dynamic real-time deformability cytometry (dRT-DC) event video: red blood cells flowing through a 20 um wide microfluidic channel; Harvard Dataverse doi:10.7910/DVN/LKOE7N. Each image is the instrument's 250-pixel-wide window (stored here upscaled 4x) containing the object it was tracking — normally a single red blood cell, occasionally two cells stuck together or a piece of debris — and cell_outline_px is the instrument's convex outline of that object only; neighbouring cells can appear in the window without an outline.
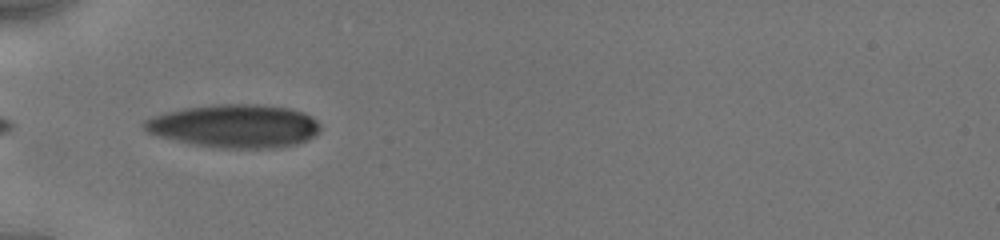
{"species": "human", "species_latin": "Homo sapiens", "temperature_condition": "cold", "stored_images_in_passage": 40, "camera_frame_rate_fps": 3000, "um_per_image_px": 0.085, "donor": {"sex": "male"}, "frame": {"image": 1, "passage_image": 1, "time_ms": 0.0, "image_size_px": [1000, 240], "cell_outline_px": [[320, 132], [308, 140], [296, 144], [280, 148], [220, 148], [192, 144], [160, 136], [148, 132], [144, 128], [144, 120], [164, 112], [184, 108], [216, 104], [260, 104], [288, 108], [304, 112], [312, 116], [320, 124]], "centroid_in_image_um": [20.0, 10.71], "position_along_channel_um": 65.0, "area_um2": 44.51}}
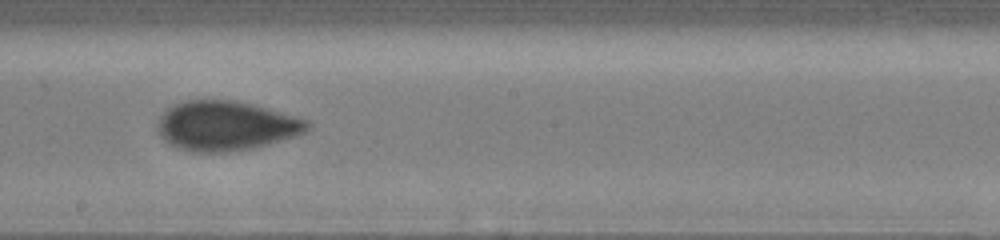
{"frame": {"image": 2, "passage_image": 16, "time_ms": 4.333, "image_size_px": [1000, 240], "cell_outline_px": [[312, 128], [308, 132], [296, 136], [268, 144], [252, 148], [232, 152], [188, 152], [176, 148], [168, 144], [160, 136], [160, 116], [168, 108], [176, 104], [188, 100], [236, 100], [268, 108], [308, 120], [312, 124]], "centroid_in_image_um": [19.26, 10.71], "position_along_channel_um": 228.9, "area_um2": 43.47}}
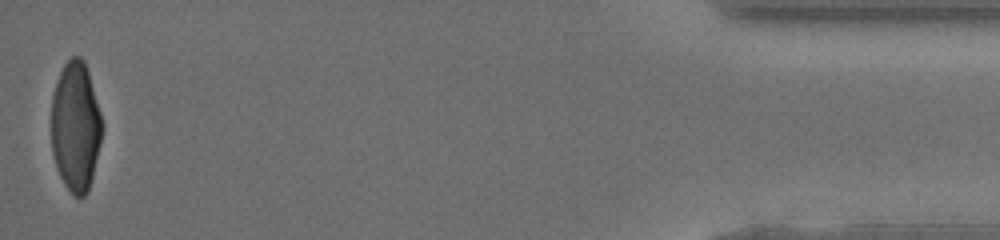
{"frame": {"image": 3, "passage_image": 40, "time_ms": 11.333, "image_size_px": [1000, 240], "cell_outline_px": [[104, 128], [88, 192], [84, 196], [76, 196], [64, 184], [56, 168], [52, 152], [52, 96], [56, 80], [64, 64], [72, 56], [80, 56], [84, 60], [88, 72], [104, 124]], "centroid_in_image_um": [6.43, 10.74], "position_along_channel_um": 428.8, "area_um2": 38.38}, "authors_computed_cell_mechanics": {"area_um2": 41.7316, "velocity_mm_per_s": 3.9415, "shape_relaxation_time_tau1_ms": 4.5694, "shape_relaxation_time_tau2_ms": 0.7998, "deformation_change_tau1": 0.1676, "deformation_change_tau2": 0.0641}}